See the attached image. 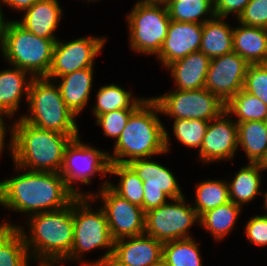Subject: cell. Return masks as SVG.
I'll use <instances>...</instances> for the list:
<instances>
[{
  "mask_svg": "<svg viewBox=\"0 0 267 266\" xmlns=\"http://www.w3.org/2000/svg\"><path fill=\"white\" fill-rule=\"evenodd\" d=\"M159 1L161 2V4L168 7L172 2H177V1H181V0H159Z\"/></svg>",
  "mask_w": 267,
  "mask_h": 266,
  "instance_id": "cell-45",
  "label": "cell"
},
{
  "mask_svg": "<svg viewBox=\"0 0 267 266\" xmlns=\"http://www.w3.org/2000/svg\"><path fill=\"white\" fill-rule=\"evenodd\" d=\"M105 38L82 37L68 43L55 42L51 67L45 78L52 80L93 67L94 58L103 48Z\"/></svg>",
  "mask_w": 267,
  "mask_h": 266,
  "instance_id": "cell-14",
  "label": "cell"
},
{
  "mask_svg": "<svg viewBox=\"0 0 267 266\" xmlns=\"http://www.w3.org/2000/svg\"><path fill=\"white\" fill-rule=\"evenodd\" d=\"M250 1L251 0H214L215 16L226 18L230 13H235L238 18Z\"/></svg>",
  "mask_w": 267,
  "mask_h": 266,
  "instance_id": "cell-40",
  "label": "cell"
},
{
  "mask_svg": "<svg viewBox=\"0 0 267 266\" xmlns=\"http://www.w3.org/2000/svg\"><path fill=\"white\" fill-rule=\"evenodd\" d=\"M30 258L20 230L6 227L0 233V266H28Z\"/></svg>",
  "mask_w": 267,
  "mask_h": 266,
  "instance_id": "cell-29",
  "label": "cell"
},
{
  "mask_svg": "<svg viewBox=\"0 0 267 266\" xmlns=\"http://www.w3.org/2000/svg\"><path fill=\"white\" fill-rule=\"evenodd\" d=\"M131 95L130 91L116 84L104 85L97 92V103L93 108L95 116L119 109H137L146 100L134 99Z\"/></svg>",
  "mask_w": 267,
  "mask_h": 266,
  "instance_id": "cell-28",
  "label": "cell"
},
{
  "mask_svg": "<svg viewBox=\"0 0 267 266\" xmlns=\"http://www.w3.org/2000/svg\"><path fill=\"white\" fill-rule=\"evenodd\" d=\"M264 197H265V200H264V207L266 208V210H267V192L264 194ZM265 216H267V214L265 215Z\"/></svg>",
  "mask_w": 267,
  "mask_h": 266,
  "instance_id": "cell-47",
  "label": "cell"
},
{
  "mask_svg": "<svg viewBox=\"0 0 267 266\" xmlns=\"http://www.w3.org/2000/svg\"><path fill=\"white\" fill-rule=\"evenodd\" d=\"M225 111L231 115L234 113L238 117L236 123L267 121V105L244 89L226 103Z\"/></svg>",
  "mask_w": 267,
  "mask_h": 266,
  "instance_id": "cell-30",
  "label": "cell"
},
{
  "mask_svg": "<svg viewBox=\"0 0 267 266\" xmlns=\"http://www.w3.org/2000/svg\"><path fill=\"white\" fill-rule=\"evenodd\" d=\"M30 115L20 117L25 122L49 131L77 138L76 116L66 106L58 85L45 78H32L27 99Z\"/></svg>",
  "mask_w": 267,
  "mask_h": 266,
  "instance_id": "cell-5",
  "label": "cell"
},
{
  "mask_svg": "<svg viewBox=\"0 0 267 266\" xmlns=\"http://www.w3.org/2000/svg\"><path fill=\"white\" fill-rule=\"evenodd\" d=\"M61 15L58 0H38L25 11L22 21L16 22L36 36L57 39L53 34L62 19Z\"/></svg>",
  "mask_w": 267,
  "mask_h": 266,
  "instance_id": "cell-19",
  "label": "cell"
},
{
  "mask_svg": "<svg viewBox=\"0 0 267 266\" xmlns=\"http://www.w3.org/2000/svg\"><path fill=\"white\" fill-rule=\"evenodd\" d=\"M264 168L259 163H249L236 173L233 180L228 183L230 201L238 206L252 201L261 192L260 172Z\"/></svg>",
  "mask_w": 267,
  "mask_h": 266,
  "instance_id": "cell-26",
  "label": "cell"
},
{
  "mask_svg": "<svg viewBox=\"0 0 267 266\" xmlns=\"http://www.w3.org/2000/svg\"><path fill=\"white\" fill-rule=\"evenodd\" d=\"M90 199L92 197H76L73 200V244L70 254L64 260H80L79 254L95 248L107 247L110 250L102 258L92 263H84L83 260L80 262L88 266H108L114 251V240L103 208L94 213L88 205Z\"/></svg>",
  "mask_w": 267,
  "mask_h": 266,
  "instance_id": "cell-7",
  "label": "cell"
},
{
  "mask_svg": "<svg viewBox=\"0 0 267 266\" xmlns=\"http://www.w3.org/2000/svg\"><path fill=\"white\" fill-rule=\"evenodd\" d=\"M109 154L99 149L83 144L79 136L72 139L65 148L63 165L60 175L64 179L68 189L76 197H88L75 190L73 185L75 181L84 184H90L91 176L97 172L105 176L110 173Z\"/></svg>",
  "mask_w": 267,
  "mask_h": 266,
  "instance_id": "cell-11",
  "label": "cell"
},
{
  "mask_svg": "<svg viewBox=\"0 0 267 266\" xmlns=\"http://www.w3.org/2000/svg\"><path fill=\"white\" fill-rule=\"evenodd\" d=\"M161 113L176 119H200L211 121L219 117L226 104L205 88L196 90H178L152 98Z\"/></svg>",
  "mask_w": 267,
  "mask_h": 266,
  "instance_id": "cell-9",
  "label": "cell"
},
{
  "mask_svg": "<svg viewBox=\"0 0 267 266\" xmlns=\"http://www.w3.org/2000/svg\"><path fill=\"white\" fill-rule=\"evenodd\" d=\"M28 223L31 227L30 237L26 236L23 228L16 226L24 238L28 255L30 252L31 256L37 255L40 266H55V262H63L73 244V201L58 210L30 214Z\"/></svg>",
  "mask_w": 267,
  "mask_h": 266,
  "instance_id": "cell-4",
  "label": "cell"
},
{
  "mask_svg": "<svg viewBox=\"0 0 267 266\" xmlns=\"http://www.w3.org/2000/svg\"><path fill=\"white\" fill-rule=\"evenodd\" d=\"M243 89L267 105V64H250Z\"/></svg>",
  "mask_w": 267,
  "mask_h": 266,
  "instance_id": "cell-36",
  "label": "cell"
},
{
  "mask_svg": "<svg viewBox=\"0 0 267 266\" xmlns=\"http://www.w3.org/2000/svg\"><path fill=\"white\" fill-rule=\"evenodd\" d=\"M240 26L233 29V51L249 64H267V29Z\"/></svg>",
  "mask_w": 267,
  "mask_h": 266,
  "instance_id": "cell-21",
  "label": "cell"
},
{
  "mask_svg": "<svg viewBox=\"0 0 267 266\" xmlns=\"http://www.w3.org/2000/svg\"><path fill=\"white\" fill-rule=\"evenodd\" d=\"M249 66L250 64L234 51L212 58L204 88L217 95L226 104L243 89Z\"/></svg>",
  "mask_w": 267,
  "mask_h": 266,
  "instance_id": "cell-15",
  "label": "cell"
},
{
  "mask_svg": "<svg viewBox=\"0 0 267 266\" xmlns=\"http://www.w3.org/2000/svg\"><path fill=\"white\" fill-rule=\"evenodd\" d=\"M163 257V242L141 234L114 241L108 266H153Z\"/></svg>",
  "mask_w": 267,
  "mask_h": 266,
  "instance_id": "cell-17",
  "label": "cell"
},
{
  "mask_svg": "<svg viewBox=\"0 0 267 266\" xmlns=\"http://www.w3.org/2000/svg\"><path fill=\"white\" fill-rule=\"evenodd\" d=\"M2 116H6V114H1L0 113V155H1V151L3 150V146L5 145V133H6V128H5V124L3 121Z\"/></svg>",
  "mask_w": 267,
  "mask_h": 266,
  "instance_id": "cell-42",
  "label": "cell"
},
{
  "mask_svg": "<svg viewBox=\"0 0 267 266\" xmlns=\"http://www.w3.org/2000/svg\"><path fill=\"white\" fill-rule=\"evenodd\" d=\"M136 109H119L97 116L96 124L101 126L104 135L115 137L116 141L124 130L127 120Z\"/></svg>",
  "mask_w": 267,
  "mask_h": 266,
  "instance_id": "cell-37",
  "label": "cell"
},
{
  "mask_svg": "<svg viewBox=\"0 0 267 266\" xmlns=\"http://www.w3.org/2000/svg\"><path fill=\"white\" fill-rule=\"evenodd\" d=\"M153 266H169L163 259L155 263Z\"/></svg>",
  "mask_w": 267,
  "mask_h": 266,
  "instance_id": "cell-46",
  "label": "cell"
},
{
  "mask_svg": "<svg viewBox=\"0 0 267 266\" xmlns=\"http://www.w3.org/2000/svg\"><path fill=\"white\" fill-rule=\"evenodd\" d=\"M210 61L203 52L197 51L169 64L166 68L171 70L178 90H196L205 87Z\"/></svg>",
  "mask_w": 267,
  "mask_h": 266,
  "instance_id": "cell-20",
  "label": "cell"
},
{
  "mask_svg": "<svg viewBox=\"0 0 267 266\" xmlns=\"http://www.w3.org/2000/svg\"><path fill=\"white\" fill-rule=\"evenodd\" d=\"M5 5H8L16 10L26 11L38 0H0Z\"/></svg>",
  "mask_w": 267,
  "mask_h": 266,
  "instance_id": "cell-41",
  "label": "cell"
},
{
  "mask_svg": "<svg viewBox=\"0 0 267 266\" xmlns=\"http://www.w3.org/2000/svg\"><path fill=\"white\" fill-rule=\"evenodd\" d=\"M227 115L224 111L219 117L209 121L199 150L203 162L233 158L238 147V127Z\"/></svg>",
  "mask_w": 267,
  "mask_h": 266,
  "instance_id": "cell-16",
  "label": "cell"
},
{
  "mask_svg": "<svg viewBox=\"0 0 267 266\" xmlns=\"http://www.w3.org/2000/svg\"><path fill=\"white\" fill-rule=\"evenodd\" d=\"M262 166L264 169H267V157H266L265 161L262 163Z\"/></svg>",
  "mask_w": 267,
  "mask_h": 266,
  "instance_id": "cell-48",
  "label": "cell"
},
{
  "mask_svg": "<svg viewBox=\"0 0 267 266\" xmlns=\"http://www.w3.org/2000/svg\"><path fill=\"white\" fill-rule=\"evenodd\" d=\"M194 209L199 217L230 201L228 183L218 180H205L196 186Z\"/></svg>",
  "mask_w": 267,
  "mask_h": 266,
  "instance_id": "cell-33",
  "label": "cell"
},
{
  "mask_svg": "<svg viewBox=\"0 0 267 266\" xmlns=\"http://www.w3.org/2000/svg\"><path fill=\"white\" fill-rule=\"evenodd\" d=\"M224 19L215 16L203 23L199 51L210 59L233 51V29Z\"/></svg>",
  "mask_w": 267,
  "mask_h": 266,
  "instance_id": "cell-24",
  "label": "cell"
},
{
  "mask_svg": "<svg viewBox=\"0 0 267 266\" xmlns=\"http://www.w3.org/2000/svg\"><path fill=\"white\" fill-rule=\"evenodd\" d=\"M127 19L131 49L156 56L167 36L171 20L167 7L161 5L159 0H140Z\"/></svg>",
  "mask_w": 267,
  "mask_h": 266,
  "instance_id": "cell-8",
  "label": "cell"
},
{
  "mask_svg": "<svg viewBox=\"0 0 267 266\" xmlns=\"http://www.w3.org/2000/svg\"><path fill=\"white\" fill-rule=\"evenodd\" d=\"M245 233L250 242L258 246L267 245V216H254L245 226Z\"/></svg>",
  "mask_w": 267,
  "mask_h": 266,
  "instance_id": "cell-39",
  "label": "cell"
},
{
  "mask_svg": "<svg viewBox=\"0 0 267 266\" xmlns=\"http://www.w3.org/2000/svg\"><path fill=\"white\" fill-rule=\"evenodd\" d=\"M110 174L120 176L119 185L109 183L110 187L130 203L143 206L144 186L143 181L128 164H110Z\"/></svg>",
  "mask_w": 267,
  "mask_h": 266,
  "instance_id": "cell-31",
  "label": "cell"
},
{
  "mask_svg": "<svg viewBox=\"0 0 267 266\" xmlns=\"http://www.w3.org/2000/svg\"><path fill=\"white\" fill-rule=\"evenodd\" d=\"M241 24L267 29V0H251L239 15Z\"/></svg>",
  "mask_w": 267,
  "mask_h": 266,
  "instance_id": "cell-38",
  "label": "cell"
},
{
  "mask_svg": "<svg viewBox=\"0 0 267 266\" xmlns=\"http://www.w3.org/2000/svg\"><path fill=\"white\" fill-rule=\"evenodd\" d=\"M88 197H101L108 227L114 241L138 236L145 232V212L135 204L118 195L106 181L100 194H87Z\"/></svg>",
  "mask_w": 267,
  "mask_h": 266,
  "instance_id": "cell-12",
  "label": "cell"
},
{
  "mask_svg": "<svg viewBox=\"0 0 267 266\" xmlns=\"http://www.w3.org/2000/svg\"><path fill=\"white\" fill-rule=\"evenodd\" d=\"M209 121L200 119H176L173 123V132L176 139L188 147H200L205 136Z\"/></svg>",
  "mask_w": 267,
  "mask_h": 266,
  "instance_id": "cell-35",
  "label": "cell"
},
{
  "mask_svg": "<svg viewBox=\"0 0 267 266\" xmlns=\"http://www.w3.org/2000/svg\"><path fill=\"white\" fill-rule=\"evenodd\" d=\"M62 99L71 112L77 116L87 105L93 80V67L84 68L58 77Z\"/></svg>",
  "mask_w": 267,
  "mask_h": 266,
  "instance_id": "cell-22",
  "label": "cell"
},
{
  "mask_svg": "<svg viewBox=\"0 0 267 266\" xmlns=\"http://www.w3.org/2000/svg\"><path fill=\"white\" fill-rule=\"evenodd\" d=\"M159 105L146 99L128 118L124 130L114 145L110 163L128 164L136 159L151 158L169 151V135L156 113ZM122 157H129L123 159Z\"/></svg>",
  "mask_w": 267,
  "mask_h": 266,
  "instance_id": "cell-2",
  "label": "cell"
},
{
  "mask_svg": "<svg viewBox=\"0 0 267 266\" xmlns=\"http://www.w3.org/2000/svg\"><path fill=\"white\" fill-rule=\"evenodd\" d=\"M6 227H16V225H12L11 223H2L0 224V233L6 228Z\"/></svg>",
  "mask_w": 267,
  "mask_h": 266,
  "instance_id": "cell-44",
  "label": "cell"
},
{
  "mask_svg": "<svg viewBox=\"0 0 267 266\" xmlns=\"http://www.w3.org/2000/svg\"><path fill=\"white\" fill-rule=\"evenodd\" d=\"M11 129L9 148L16 169L60 173L71 136L35 127L21 118Z\"/></svg>",
  "mask_w": 267,
  "mask_h": 266,
  "instance_id": "cell-3",
  "label": "cell"
},
{
  "mask_svg": "<svg viewBox=\"0 0 267 266\" xmlns=\"http://www.w3.org/2000/svg\"><path fill=\"white\" fill-rule=\"evenodd\" d=\"M27 72L18 67L5 69L0 71V113L12 117L19 107L22 94H26L28 99V91L31 83V77L27 81Z\"/></svg>",
  "mask_w": 267,
  "mask_h": 266,
  "instance_id": "cell-23",
  "label": "cell"
},
{
  "mask_svg": "<svg viewBox=\"0 0 267 266\" xmlns=\"http://www.w3.org/2000/svg\"><path fill=\"white\" fill-rule=\"evenodd\" d=\"M203 24L170 20L167 36L158 58L167 67L169 64L200 50Z\"/></svg>",
  "mask_w": 267,
  "mask_h": 266,
  "instance_id": "cell-18",
  "label": "cell"
},
{
  "mask_svg": "<svg viewBox=\"0 0 267 266\" xmlns=\"http://www.w3.org/2000/svg\"><path fill=\"white\" fill-rule=\"evenodd\" d=\"M198 244L192 238L163 243L162 259L169 266H202Z\"/></svg>",
  "mask_w": 267,
  "mask_h": 266,
  "instance_id": "cell-32",
  "label": "cell"
},
{
  "mask_svg": "<svg viewBox=\"0 0 267 266\" xmlns=\"http://www.w3.org/2000/svg\"><path fill=\"white\" fill-rule=\"evenodd\" d=\"M56 41L36 36L16 21H7L1 49L12 66L29 72L33 78H40L49 72Z\"/></svg>",
  "mask_w": 267,
  "mask_h": 266,
  "instance_id": "cell-6",
  "label": "cell"
},
{
  "mask_svg": "<svg viewBox=\"0 0 267 266\" xmlns=\"http://www.w3.org/2000/svg\"><path fill=\"white\" fill-rule=\"evenodd\" d=\"M143 181L144 200L141 207L144 212L167 203V198L174 200L184 195L170 170L151 160L136 159L128 163Z\"/></svg>",
  "mask_w": 267,
  "mask_h": 266,
  "instance_id": "cell-13",
  "label": "cell"
},
{
  "mask_svg": "<svg viewBox=\"0 0 267 266\" xmlns=\"http://www.w3.org/2000/svg\"><path fill=\"white\" fill-rule=\"evenodd\" d=\"M1 4V3H0ZM1 8V6H0ZM2 9H0V45L2 47V43H3V35H4V28H5V25H6V22L3 18V14H2Z\"/></svg>",
  "mask_w": 267,
  "mask_h": 266,
  "instance_id": "cell-43",
  "label": "cell"
},
{
  "mask_svg": "<svg viewBox=\"0 0 267 266\" xmlns=\"http://www.w3.org/2000/svg\"><path fill=\"white\" fill-rule=\"evenodd\" d=\"M169 18L177 22L199 23L210 20L202 19L204 14H210V17H215L214 0H181L172 2L168 7ZM200 18V19H198Z\"/></svg>",
  "mask_w": 267,
  "mask_h": 266,
  "instance_id": "cell-34",
  "label": "cell"
},
{
  "mask_svg": "<svg viewBox=\"0 0 267 266\" xmlns=\"http://www.w3.org/2000/svg\"><path fill=\"white\" fill-rule=\"evenodd\" d=\"M75 198L57 172L27 171L0 182V204L20 213L58 210Z\"/></svg>",
  "mask_w": 267,
  "mask_h": 266,
  "instance_id": "cell-1",
  "label": "cell"
},
{
  "mask_svg": "<svg viewBox=\"0 0 267 266\" xmlns=\"http://www.w3.org/2000/svg\"><path fill=\"white\" fill-rule=\"evenodd\" d=\"M237 127L238 146L245 150L249 163L262 164L267 157L266 121H244Z\"/></svg>",
  "mask_w": 267,
  "mask_h": 266,
  "instance_id": "cell-25",
  "label": "cell"
},
{
  "mask_svg": "<svg viewBox=\"0 0 267 266\" xmlns=\"http://www.w3.org/2000/svg\"><path fill=\"white\" fill-rule=\"evenodd\" d=\"M240 206L232 201L211 209L200 216V225L210 231L216 240H221L229 231H232L234 224L241 212Z\"/></svg>",
  "mask_w": 267,
  "mask_h": 266,
  "instance_id": "cell-27",
  "label": "cell"
},
{
  "mask_svg": "<svg viewBox=\"0 0 267 266\" xmlns=\"http://www.w3.org/2000/svg\"><path fill=\"white\" fill-rule=\"evenodd\" d=\"M184 196L145 212V234L161 242L192 238L191 225L200 220L197 211L186 205Z\"/></svg>",
  "mask_w": 267,
  "mask_h": 266,
  "instance_id": "cell-10",
  "label": "cell"
}]
</instances>
